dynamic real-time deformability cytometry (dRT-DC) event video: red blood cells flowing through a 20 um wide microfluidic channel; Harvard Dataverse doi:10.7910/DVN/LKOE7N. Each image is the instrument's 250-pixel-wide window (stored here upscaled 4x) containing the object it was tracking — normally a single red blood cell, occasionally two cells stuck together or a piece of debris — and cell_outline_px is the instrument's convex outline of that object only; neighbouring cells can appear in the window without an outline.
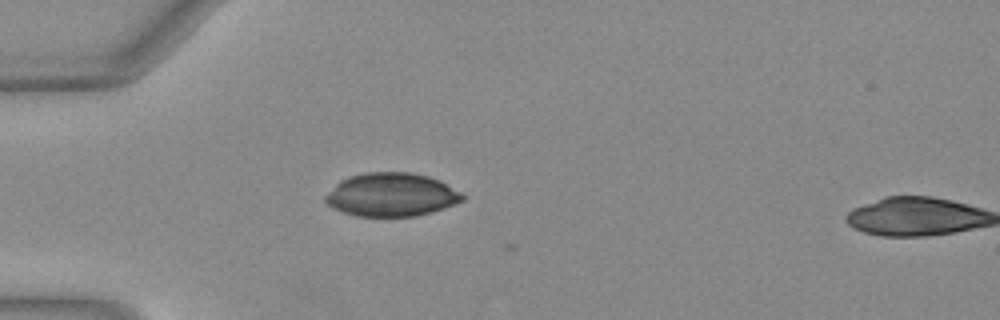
{"species": "Egyptian fruit bat (a non-hibernating species)", "species_latin": "Rousettus aegyptiacus", "temperature_condition": "warm", "stored_images_in_passage": 2, "camera_frame_rate_fps": 3000, "um_per_image_px": 0.085, "animal": {"sex": "female"}, "frame": {"image": 1, "passage_image": 1, "time_ms": 0.0, "image_size_px": [1000, 320], "cell_outline_px": [[464, 200], [444, 208], [432, 212], [416, 216], [356, 216], [332, 208], [324, 200], [324, 196], [340, 180], [352, 176], [368, 172], [408, 172], [428, 176], [440, 180], [460, 192], [464, 196]], "centroid_in_image_um": [33.27, 16.55], "position_along_channel_um": 51.7, "area_um2": 34.56}}